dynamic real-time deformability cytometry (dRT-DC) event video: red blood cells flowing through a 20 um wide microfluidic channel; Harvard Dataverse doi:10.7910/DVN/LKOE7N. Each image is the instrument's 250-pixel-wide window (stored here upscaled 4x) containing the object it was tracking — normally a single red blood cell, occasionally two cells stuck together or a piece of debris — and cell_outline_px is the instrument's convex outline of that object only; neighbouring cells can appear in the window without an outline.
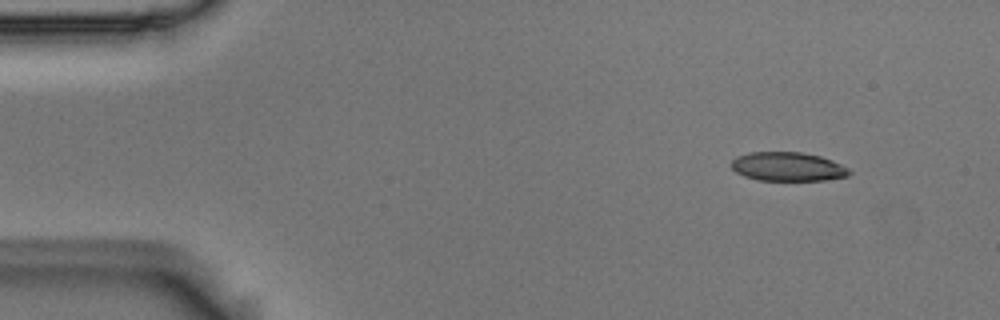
{"species": "Egyptian fruit bat (a non-hibernating species)", "species_latin": "Rousettus aegyptiacus", "temperature_condition": "room temperature", "stored_images_in_passage": 50, "camera_frame_rate_fps": 3000, "um_per_image_px": 0.085, "animal": {"sex": "male"}, "frame": {"image": 1, "passage_image": 1, "time_ms": 0.0, "image_size_px": [1000, 320], "cell_outline_px": [[852, 172], [848, 176], [824, 180], [756, 180], [744, 176], [736, 172], [732, 168], [732, 160], [736, 156], [748, 152], [800, 152], [820, 156], [832, 160], [848, 168]], "centroid_in_image_um": [66.95, 14.16], "position_along_channel_um": 18.1, "area_um2": 19.88}}
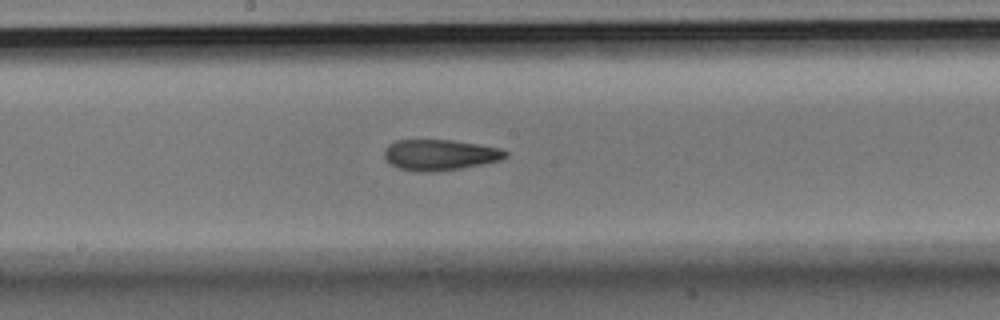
{"frame": {"image": 2, "passage_image": 24, "time_ms": 7.667, "image_size_px": [1000, 320], "cell_outline_px": [[508, 156], [500, 160], [460, 168], [428, 172], [420, 172], [400, 168], [392, 164], [384, 156], [384, 148], [388, 144], [396, 140], [452, 140], [500, 148], [508, 152]], "centroid_in_image_um": [37.38, 13.15], "position_along_channel_um": 210.8, "area_um2": 21.5}}
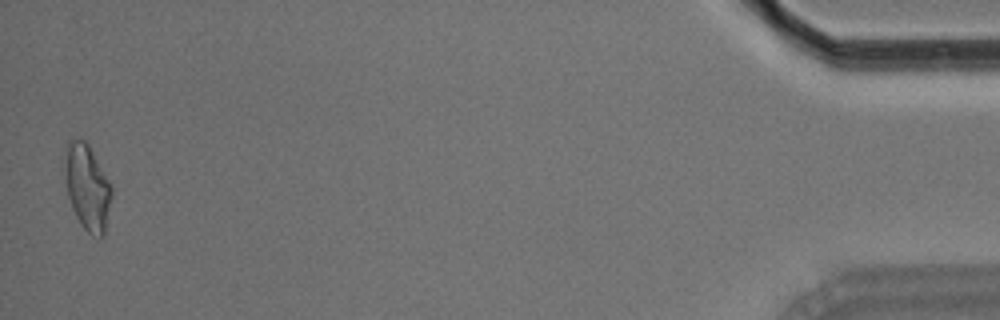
{"frame": {"image": 3, "passage_image": 49, "time_ms": 16.0, "image_size_px": [1000, 320], "cell_outline_px": [[112, 196], [104, 236], [92, 236], [80, 224], [72, 208], [68, 196], [68, 140], [84, 140], [88, 144], [112, 184]], "centroid_in_image_um": [7.51, 16.0], "position_along_channel_um": 427.7, "area_um2": 22.48}, "authors_computed_cell_mechanics": {"area_um2": 21.7906, "velocity_mm_per_s": 3.7027, "shape_relaxation_time_tau1_ms": null, "shape_relaxation_time_tau2_ms": 4.5331, "deformation_change_tau1": null, "deformation_change_tau2": 0.1403}}